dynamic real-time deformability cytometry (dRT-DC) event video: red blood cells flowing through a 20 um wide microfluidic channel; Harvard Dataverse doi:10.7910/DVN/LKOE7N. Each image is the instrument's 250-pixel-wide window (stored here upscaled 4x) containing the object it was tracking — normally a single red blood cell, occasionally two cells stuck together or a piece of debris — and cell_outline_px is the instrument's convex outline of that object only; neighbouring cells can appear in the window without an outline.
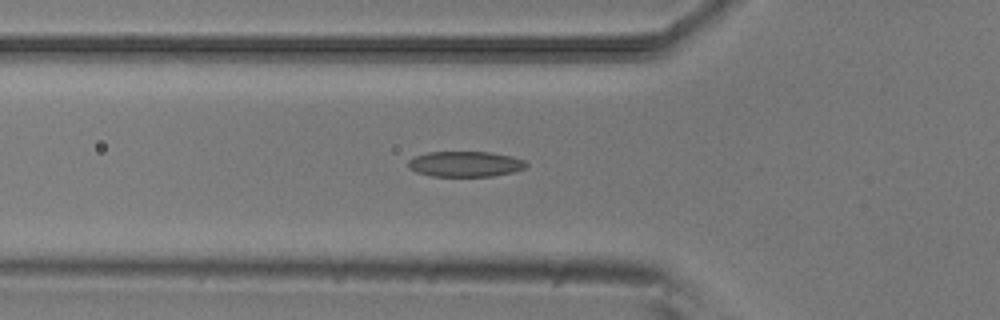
{"species": "common noctule bat (a hibernating species)", "species_latin": "Nyctalus noctula", "temperature_condition": "room temperature", "stored_images_in_passage": 31, "camera_frame_rate_fps": 3000, "um_per_image_px": 0.085, "animal": {"sex": "male", "body_mass_g": 20.5, "forearm_length_mm": 52.5}, "frame": {"image": 1, "passage_image": 2, "time_ms": 0.333, "image_size_px": [1000, 320], "cell_outline_px": [[528, 164], [524, 168], [512, 172], [492, 176], [432, 176], [416, 172], [408, 168], [408, 160], [412, 156], [428, 152], [492, 152], [524, 160]], "centroid_in_image_um": [39.49, 13.94], "position_along_channel_um": 86.3, "area_um2": 17.51}}
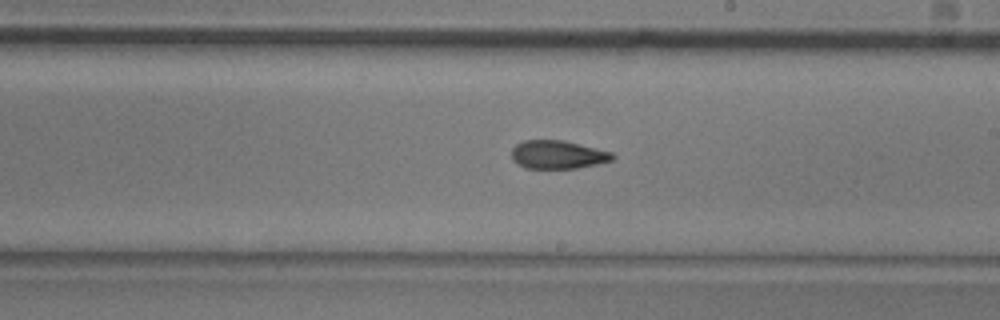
{"frame": {"image": 2, "passage_image": 14, "time_ms": 4.333, "image_size_px": [1000, 320], "cell_outline_px": [[616, 156], [612, 160], [596, 164], [576, 168], [524, 168], [512, 160], [512, 148], [516, 144], [524, 140], [564, 140], [612, 152]], "centroid_in_image_um": [47.4, 13.14], "position_along_channel_um": 241.6, "area_um2": 16.65}}
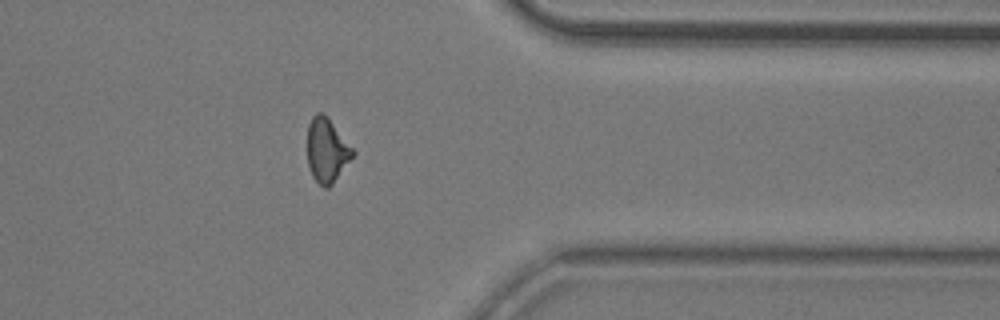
{"frame": {"image": 3, "passage_image": 26, "time_ms": 8.333, "image_size_px": [1000, 320], "cell_outline_px": [[356, 152], [332, 184], [328, 188], [324, 188], [312, 176], [308, 164], [308, 124], [312, 116], [316, 112], [324, 112], [328, 116]], "centroid_in_image_um": [27.78, 12.73], "position_along_channel_um": 383.6, "area_um2": 16.99}}